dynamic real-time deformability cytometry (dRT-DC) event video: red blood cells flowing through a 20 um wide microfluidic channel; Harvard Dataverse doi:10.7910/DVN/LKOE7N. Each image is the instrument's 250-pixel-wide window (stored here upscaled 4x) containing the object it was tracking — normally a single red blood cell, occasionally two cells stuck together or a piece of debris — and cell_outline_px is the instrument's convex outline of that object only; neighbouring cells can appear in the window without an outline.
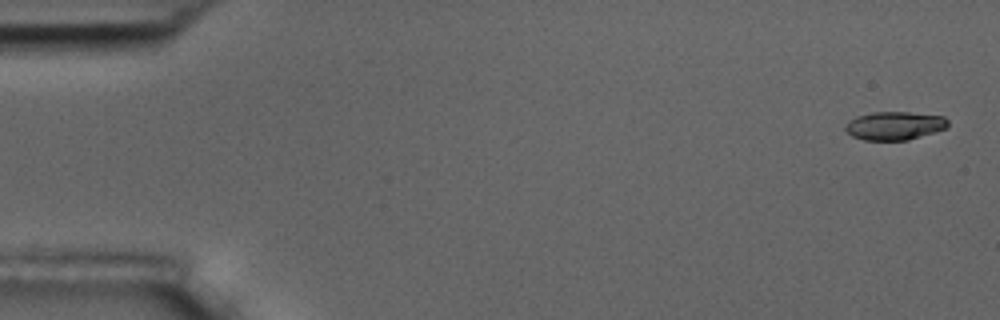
{"species": "common noctule bat (a hibernating species)", "species_latin": "Nyctalus noctula", "temperature_condition": "room temperature", "stored_images_in_passage": 5, "camera_frame_rate_fps": 3000, "um_per_image_px": 0.085, "animal": {"sex": "male", "body_mass_g": 17.5, "forearm_length_mm": 52.3}, "frame": {"image": 1, "passage_image": 1, "time_ms": 0.0, "image_size_px": [1000, 320], "cell_outline_px": [[948, 124], [944, 128], [908, 140], [864, 140], [852, 136], [844, 128], [848, 120], [856, 116], [872, 112], [908, 112], [944, 116], [948, 120]], "centroid_in_image_um": [75.99, 10.67], "position_along_channel_um": 9.0, "area_um2": 16.82}}
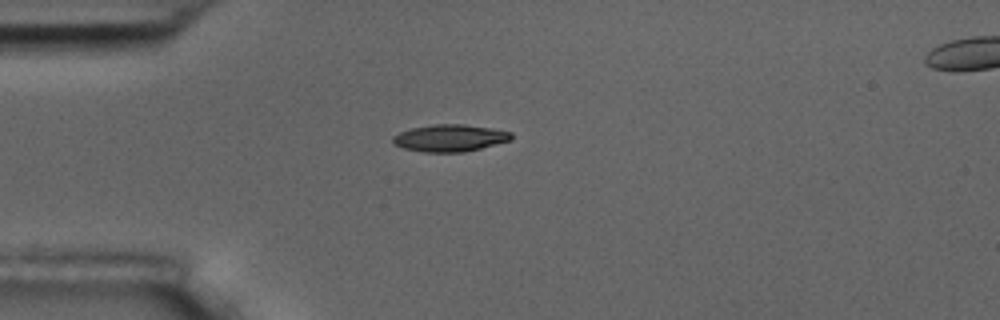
{"frame": {"image": 2, "passage_image": 4, "time_ms": 4.333, "image_size_px": [1000, 320], "cell_outline_px": [[512, 140], [464, 152], [424, 152], [404, 148], [392, 144], [392, 136], [400, 132], [412, 128], [436, 124], [464, 124], [492, 128], [512, 132]], "centroid_in_image_um": [38.24, 11.73], "position_along_channel_um": 46.8, "area_um2": 18.67}}